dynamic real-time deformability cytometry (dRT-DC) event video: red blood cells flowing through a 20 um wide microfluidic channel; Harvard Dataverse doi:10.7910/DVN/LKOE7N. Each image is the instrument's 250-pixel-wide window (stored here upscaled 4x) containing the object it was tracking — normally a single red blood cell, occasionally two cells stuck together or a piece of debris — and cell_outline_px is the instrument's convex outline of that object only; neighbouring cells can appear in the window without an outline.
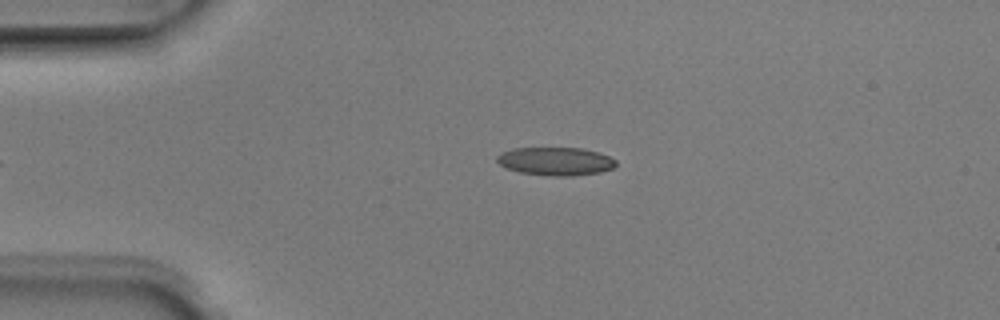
{"species": "Egyptian fruit bat (a non-hibernating species)", "species_latin": "Rousettus aegyptiacus", "temperature_condition": "room temperature", "stored_images_in_passage": 3, "camera_frame_rate_fps": 3000, "um_per_image_px": 0.085, "animal": {"sex": "male"}, "frame": {"image": 1, "passage_image": 3, "time_ms": 0.667, "image_size_px": [1000, 320], "cell_outline_px": [[616, 164], [612, 168], [600, 172], [572, 176], [552, 176], [520, 172], [508, 168], [500, 164], [496, 160], [496, 156], [500, 152], [512, 148], [580, 148], [596, 152], [608, 156], [616, 160]], "centroid_in_image_um": [47.19, 13.7], "position_along_channel_um": 37.8, "area_um2": 19.42}}